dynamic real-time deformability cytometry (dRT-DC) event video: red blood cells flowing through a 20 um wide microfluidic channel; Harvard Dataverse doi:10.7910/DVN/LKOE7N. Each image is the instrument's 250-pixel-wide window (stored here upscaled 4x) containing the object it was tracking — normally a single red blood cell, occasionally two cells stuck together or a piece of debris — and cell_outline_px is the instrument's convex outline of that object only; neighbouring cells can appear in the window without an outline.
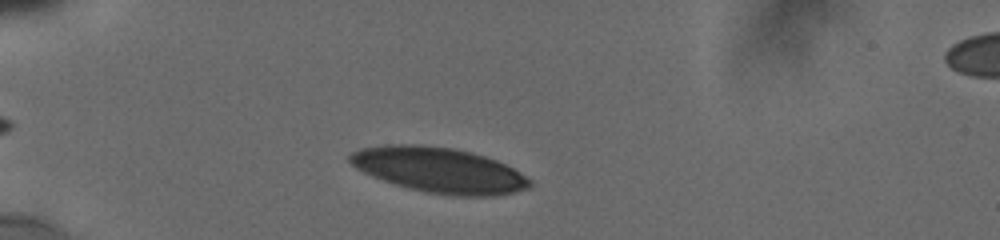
{"species": "human", "species_latin": "Homo sapiens", "temperature_condition": "cold", "stored_images_in_passage": 34, "camera_frame_rate_fps": 3000, "um_per_image_px": 0.085, "donor": {"sex": "male"}, "frame": {"image": 1, "passage_image": 3, "time_ms": 1.667, "image_size_px": [1000, 240], "cell_outline_px": [[532, 184], [528, 188], [516, 192], [496, 196], [452, 196], [428, 192], [408, 188], [372, 176], [356, 168], [348, 160], [348, 156], [352, 152], [364, 148], [384, 144], [420, 144], [452, 148], [472, 152], [496, 160], [520, 172], [532, 180]], "centroid_in_image_um": [37.35, 14.46], "position_along_channel_um": 47.7, "area_um2": 47.45}}
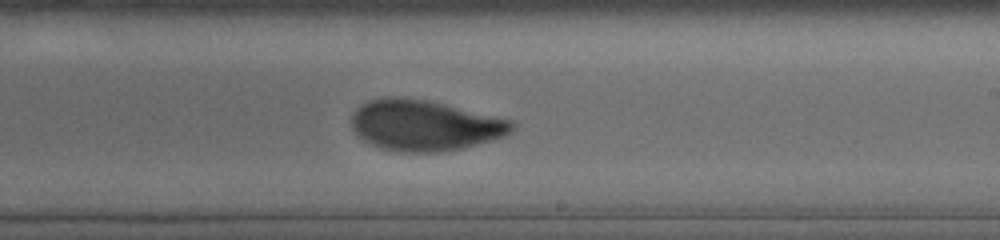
{"frame": {"image": 2, "passage_image": 21, "time_ms": 8.0, "image_size_px": [1000, 240], "cell_outline_px": [[516, 128], [512, 132], [504, 136], [492, 140], [460, 148], [440, 152], [396, 152], [372, 144], [364, 140], [352, 128], [352, 112], [360, 104], [368, 100], [424, 100], [444, 104], [512, 120], [516, 124]], "centroid_in_image_um": [36.14, 10.69], "position_along_channel_um": 252.9, "area_um2": 46.36}}
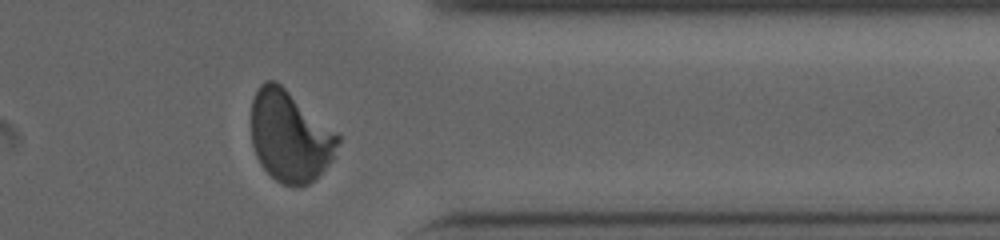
{"frame": {"image": 3, "passage_image": 31, "time_ms": 11.667, "image_size_px": [1000, 240], "cell_outline_px": [[340, 140], [332, 160], [308, 184], [300, 188], [296, 188], [284, 184], [276, 180], [260, 164], [256, 156], [252, 144], [252, 100], [260, 84], [264, 80], [276, 80], [336, 132], [340, 136]], "centroid_in_image_um": [24.63, 11.58], "position_along_channel_um": 386.8, "area_um2": 45.72}, "authors_computed_cell_mechanics": {"area_um2": 47.3382, "velocity_mm_per_s": 3.7986, "shape_relaxation_time_tau1_ms": 5.6638, "shape_relaxation_time_tau2_ms": 1.117, "deformation_change_tau1": 0.1924, "deformation_change_tau2": 0.0612}}